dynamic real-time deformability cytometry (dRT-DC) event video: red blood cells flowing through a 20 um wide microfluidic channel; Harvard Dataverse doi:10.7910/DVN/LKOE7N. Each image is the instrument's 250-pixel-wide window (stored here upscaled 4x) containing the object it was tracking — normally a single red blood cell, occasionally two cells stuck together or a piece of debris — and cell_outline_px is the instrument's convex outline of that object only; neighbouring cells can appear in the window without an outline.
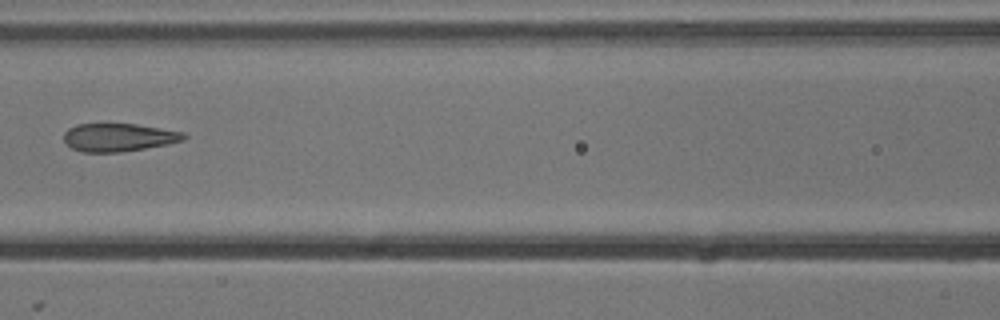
{"species": "common noctule bat (a hibernating species)", "species_latin": "Nyctalus noctula", "temperature_condition": "cold", "stored_images_in_passage": 7, "camera_frame_rate_fps": 3000, "um_per_image_px": 0.085, "animal": {"sex": "male", "body_mass_g": 13.3}, "frame": {"image": 1, "passage_image": 7, "time_ms": 2.0, "image_size_px": [1000, 320], "cell_outline_px": [[188, 136], [184, 140], [168, 144], [120, 152], [84, 152], [72, 148], [64, 140], [64, 132], [68, 128], [76, 124], [136, 124], [184, 132]], "centroid_in_image_um": [10.09, 11.67], "position_along_channel_um": 156.5, "area_um2": 19.54}}